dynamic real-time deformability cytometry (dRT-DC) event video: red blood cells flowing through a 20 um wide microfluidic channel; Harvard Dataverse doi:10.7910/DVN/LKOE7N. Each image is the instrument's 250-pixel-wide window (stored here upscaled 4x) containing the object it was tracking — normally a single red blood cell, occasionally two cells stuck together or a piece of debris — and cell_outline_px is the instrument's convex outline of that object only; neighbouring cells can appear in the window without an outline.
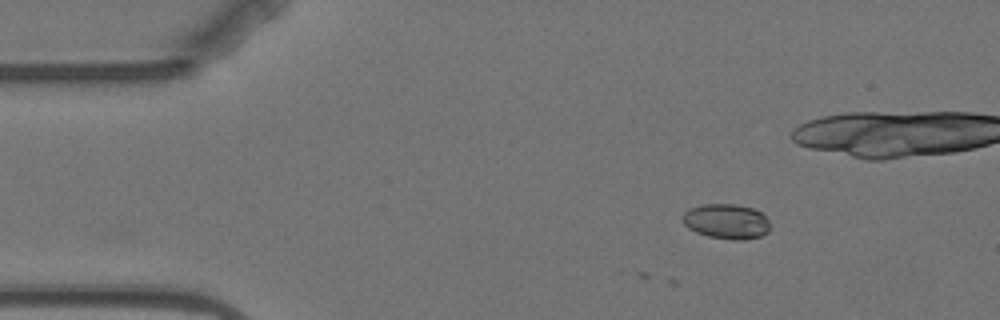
{"species": "Egyptian fruit bat (a non-hibernating species)", "species_latin": "Rousettus aegyptiacus", "temperature_condition": "warm", "stored_images_in_passage": 8, "camera_frame_rate_fps": 3000, "um_per_image_px": 0.085, "animal": {"sex": "female"}, "frame": {"image": 1, "passage_image": 2, "time_ms": 1.333, "image_size_px": [1000, 320], "cell_outline_px": [[768, 232], [760, 236], [744, 240], [732, 240], [708, 236], [696, 232], [688, 228], [680, 220], [680, 216], [688, 208], [700, 204], [736, 204], [752, 208], [760, 212], [768, 220]], "centroid_in_image_um": [61.68, 18.81], "position_along_channel_um": 23.3, "area_um2": 18.03}}
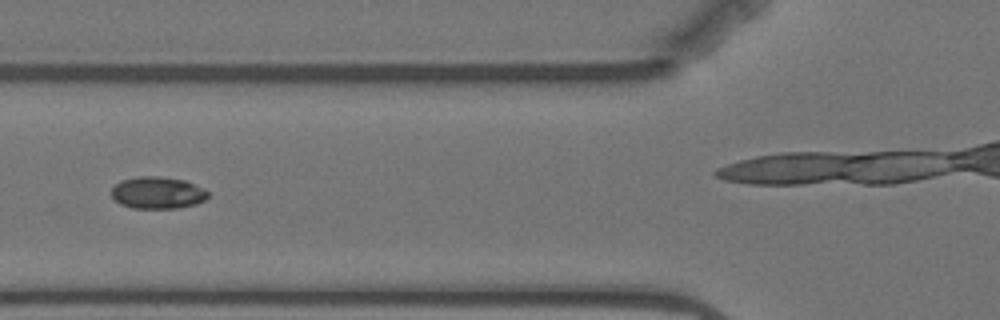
{"frame": {"image": 2, "passage_image": 6, "time_ms": 5.667, "image_size_px": [1000, 320], "cell_outline_px": [[208, 196], [204, 200], [196, 204], [180, 208], [132, 208], [120, 204], [112, 196], [112, 188], [120, 180], [140, 176], [160, 176], [184, 180], [204, 188], [208, 192]], "centroid_in_image_um": [13.4, 16.38], "position_along_channel_um": 112.4, "area_um2": 18.03}}